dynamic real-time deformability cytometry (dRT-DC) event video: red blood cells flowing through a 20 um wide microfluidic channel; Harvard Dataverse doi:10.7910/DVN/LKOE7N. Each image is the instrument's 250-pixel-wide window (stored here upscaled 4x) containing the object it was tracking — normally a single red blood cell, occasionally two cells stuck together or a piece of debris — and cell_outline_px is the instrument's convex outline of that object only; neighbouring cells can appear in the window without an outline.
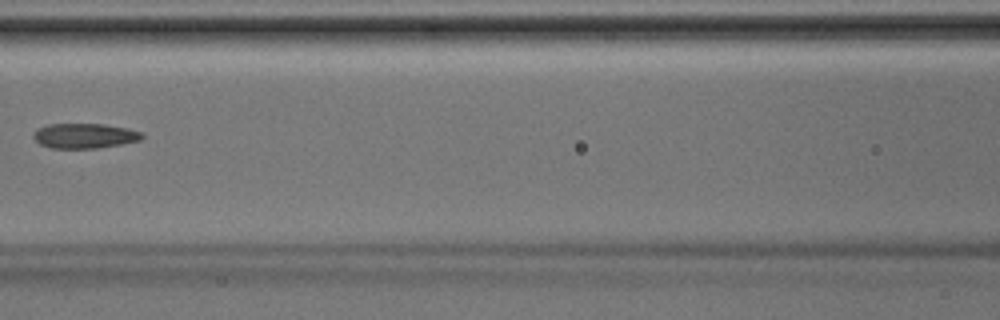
{"species": "Egyptian fruit bat (a non-hibernating species)", "species_latin": "Rousettus aegyptiacus", "temperature_condition": "room temperature", "stored_images_in_passage": 5, "camera_frame_rate_fps": 3000, "um_per_image_px": 0.085, "animal": {"sex": "male"}, "frame": {"image": 1, "passage_image": 5, "time_ms": 1.333, "image_size_px": [1000, 320], "cell_outline_px": [[144, 136], [140, 140], [120, 144], [96, 148], [52, 148], [40, 144], [32, 136], [36, 128], [48, 124], [104, 124], [128, 128], [140, 132]], "centroid_in_image_um": [7.16, 11.53], "position_along_channel_um": 159.4, "area_um2": 15.72}}